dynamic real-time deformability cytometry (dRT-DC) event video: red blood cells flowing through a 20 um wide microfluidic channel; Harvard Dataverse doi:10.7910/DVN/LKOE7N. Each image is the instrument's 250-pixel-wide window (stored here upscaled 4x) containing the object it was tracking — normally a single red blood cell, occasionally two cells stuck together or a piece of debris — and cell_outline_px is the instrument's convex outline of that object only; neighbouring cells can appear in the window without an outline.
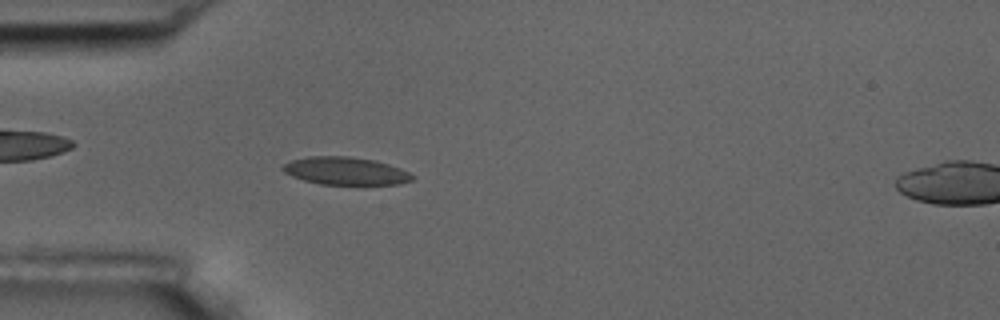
{"species": "common noctule bat (a hibernating species)", "species_latin": "Nyctalus noctula", "temperature_condition": "room temperature", "stored_images_in_passage": 55, "camera_frame_rate_fps": 3000, "um_per_image_px": 0.085, "animal": {"sex": "male", "body_mass_g": 17.5, "forearm_length_mm": 52.3}, "frame": {"image": 1, "passage_image": 16, "time_ms": 5.0, "image_size_px": [1000, 320], "cell_outline_px": [[416, 176], [412, 180], [400, 184], [320, 184], [304, 180], [292, 176], [284, 172], [280, 168], [284, 164], [292, 160], [308, 156], [348, 156], [376, 160], [400, 168]], "centroid_in_image_um": [29.37, 14.52], "position_along_channel_um": 55.6, "area_um2": 20.92}}
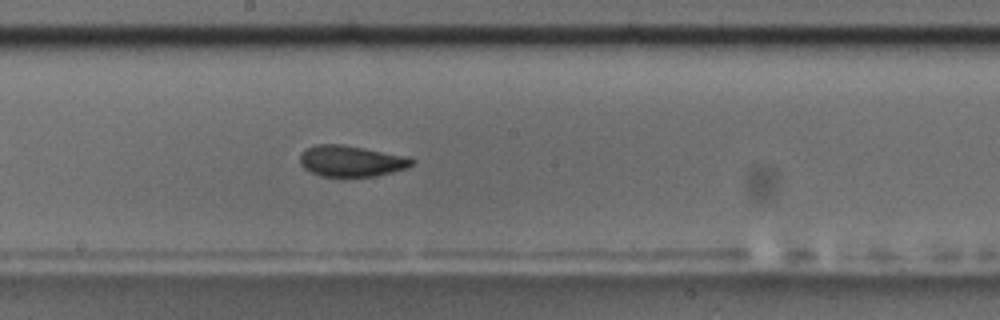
{"frame": {"image": 2, "passage_image": 30, "time_ms": 9.667, "image_size_px": [1000, 320], "cell_outline_px": [[416, 160], [412, 164], [404, 168], [392, 172], [376, 176], [320, 176], [304, 168], [300, 164], [300, 156], [304, 148], [316, 144], [340, 144], [364, 148], [408, 156]], "centroid_in_image_um": [29.83, 13.68], "position_along_channel_um": 218.4, "area_um2": 20.23}}
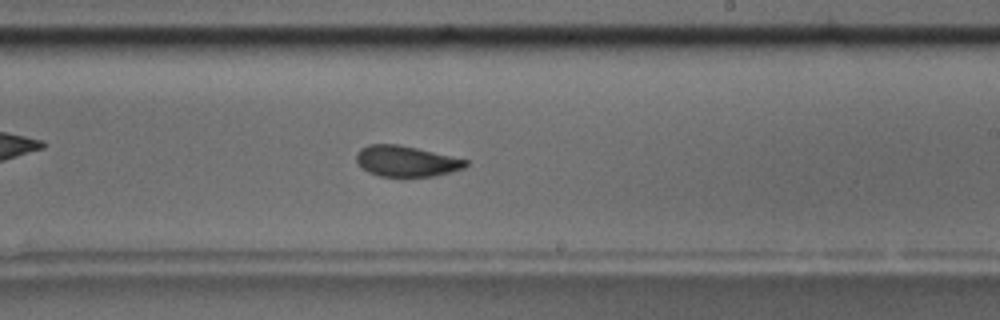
{"frame": {"image": 3, "passage_image": 33, "time_ms": 10.667, "image_size_px": [1000, 320], "cell_outline_px": [[468, 164], [464, 168], [452, 172], [436, 176], [404, 180], [380, 176], [368, 172], [356, 160], [356, 152], [360, 148], [368, 144], [400, 144], [468, 160]], "centroid_in_image_um": [34.53, 13.75], "position_along_channel_um": 254.5, "area_um2": 20.4}, "authors_computed_cell_mechanics": {"area_um2": 20.3456, "velocity_mm_per_s": 3.6216, "shape_relaxation_time_tau1_ms": null, "shape_relaxation_time_tau2_ms": 1.6237, "deformation_change_tau1": null, "deformation_change_tau2": 0.0564}}